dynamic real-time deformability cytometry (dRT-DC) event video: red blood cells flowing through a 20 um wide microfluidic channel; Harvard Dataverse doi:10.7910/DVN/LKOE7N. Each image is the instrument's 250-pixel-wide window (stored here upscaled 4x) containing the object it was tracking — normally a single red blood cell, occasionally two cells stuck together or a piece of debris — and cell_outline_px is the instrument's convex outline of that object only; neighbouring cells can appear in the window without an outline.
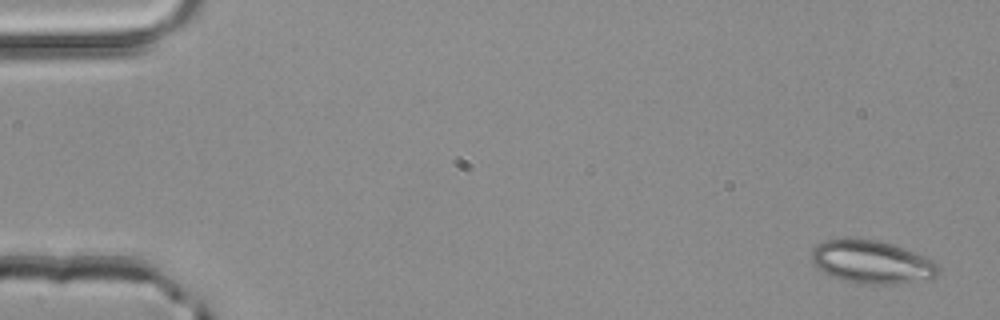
{"species": "common noctule bat (a hibernating species)", "species_latin": "Nyctalus noctula", "temperature_condition": "room temperature", "stored_images_in_passage": 3, "camera_frame_rate_fps": 3000, "um_per_image_px": 0.085, "animal": {"sex": "male", "body_mass_g": 20.4}, "frame": {"image": 1, "passage_image": 1, "time_ms": 0.0, "image_size_px": [1000, 320], "cell_outline_px": [[940, 272], [936, 276], [900, 284], [864, 284], [844, 280], [832, 276], [816, 268], [812, 260], [812, 252], [816, 244], [824, 240], [876, 240], [892, 244], [924, 256], [932, 260], [940, 268]], "centroid_in_image_um": [74.1, 22.29], "position_along_channel_um": 10.9, "area_um2": 31.27}}